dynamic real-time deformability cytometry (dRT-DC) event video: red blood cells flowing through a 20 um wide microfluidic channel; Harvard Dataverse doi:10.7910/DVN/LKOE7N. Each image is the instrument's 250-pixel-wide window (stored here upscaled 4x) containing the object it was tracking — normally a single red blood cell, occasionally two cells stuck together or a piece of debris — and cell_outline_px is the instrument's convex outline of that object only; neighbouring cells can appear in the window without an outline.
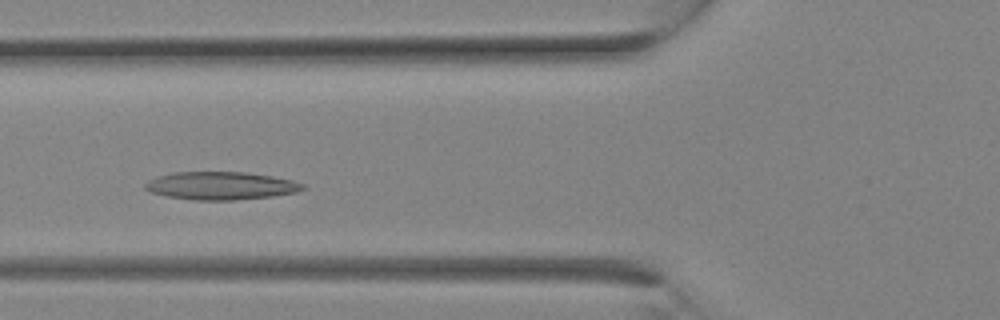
{"species": "Egyptian fruit bat (a non-hibernating species)", "species_latin": "Rousettus aegyptiacus", "temperature_condition": "room temperature", "stored_images_in_passage": 25, "camera_frame_rate_fps": 3000, "um_per_image_px": 0.085, "animal": {"sex": "female"}, "frame": {"image": 1, "passage_image": 7, "time_ms": 2.0, "image_size_px": [1000, 320], "cell_outline_px": [[308, 188], [296, 192], [272, 196], [236, 200], [196, 200], [168, 196], [148, 192], [144, 188], [144, 184], [148, 180], [156, 176], [172, 172], [244, 172], [272, 176], [292, 180], [304, 184]], "centroid_in_image_um": [18.75, 15.78], "position_along_channel_um": 107.0, "area_um2": 25.78}}
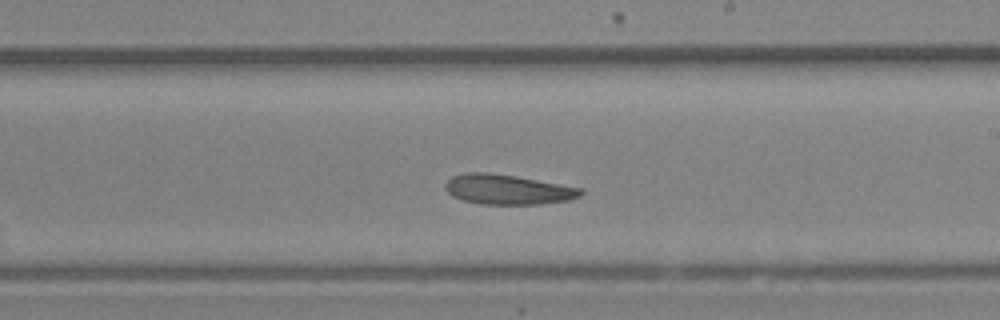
{"frame": {"image": 2, "passage_image": 13, "time_ms": 4.0, "image_size_px": [1000, 320], "cell_outline_px": [[584, 192], [580, 196], [568, 200], [540, 204], [480, 204], [464, 200], [452, 196], [444, 188], [444, 184], [452, 176], [464, 172], [488, 172], [516, 176], [584, 188]], "centroid_in_image_um": [43.15, 16.1], "position_along_channel_um": 245.8, "area_um2": 23.76}}
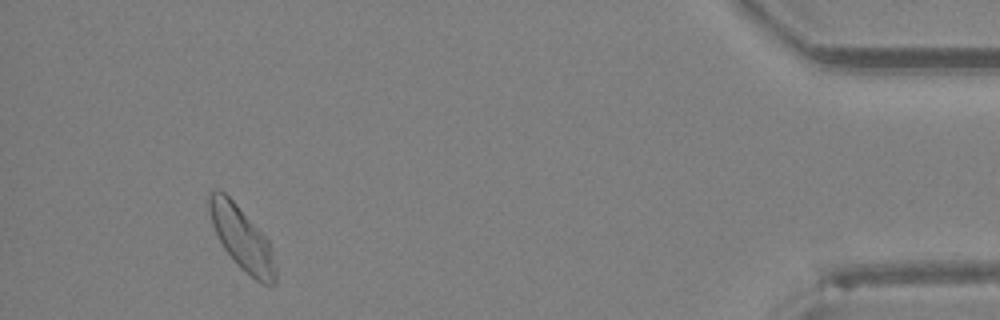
{"frame": {"image": 3, "passage_image": 23, "time_ms": 7.333, "image_size_px": [1000, 320], "cell_outline_px": [[276, 284], [264, 284], [256, 280], [224, 248], [212, 224], [208, 212], [208, 192], [220, 188], [236, 204], [268, 240], [276, 268]], "centroid_in_image_um": [20.53, 20.19], "position_along_channel_um": 414.7, "area_um2": 23.58}}